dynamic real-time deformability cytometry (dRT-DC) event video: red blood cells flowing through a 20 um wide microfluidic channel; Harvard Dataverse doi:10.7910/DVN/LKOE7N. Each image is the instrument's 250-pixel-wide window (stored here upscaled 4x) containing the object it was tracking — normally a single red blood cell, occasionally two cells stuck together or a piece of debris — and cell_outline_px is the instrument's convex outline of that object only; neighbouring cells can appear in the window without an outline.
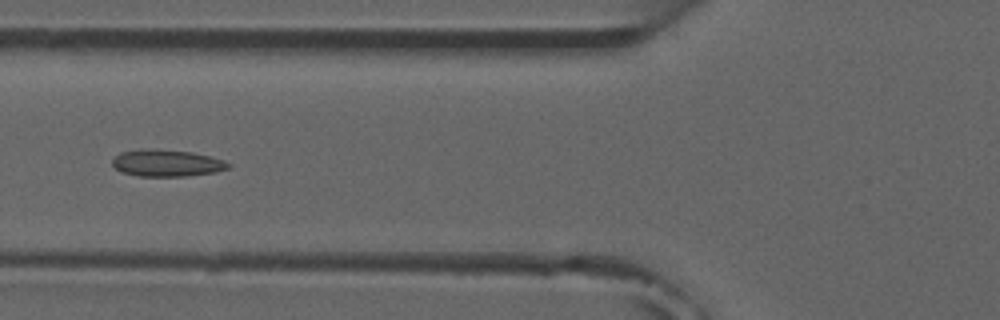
{"species": "common noctule bat (a hibernating species)", "species_latin": "Nyctalus noctula", "temperature_condition": "room temperature", "stored_images_in_passage": 6, "camera_frame_rate_fps": 3000, "um_per_image_px": 0.085, "animal": {"sex": "male", "forearm_length_mm": 52.5}, "frame": {"image": 1, "passage_image": 5, "time_ms": 5.667, "image_size_px": [1000, 320], "cell_outline_px": [[232, 164], [228, 168], [216, 172], [184, 176], [140, 176], [124, 172], [116, 168], [112, 164], [112, 160], [120, 152], [152, 148], [192, 152], [224, 160]], "centroid_in_image_um": [14.2, 13.85], "position_along_channel_um": 111.6, "area_um2": 17.98}}
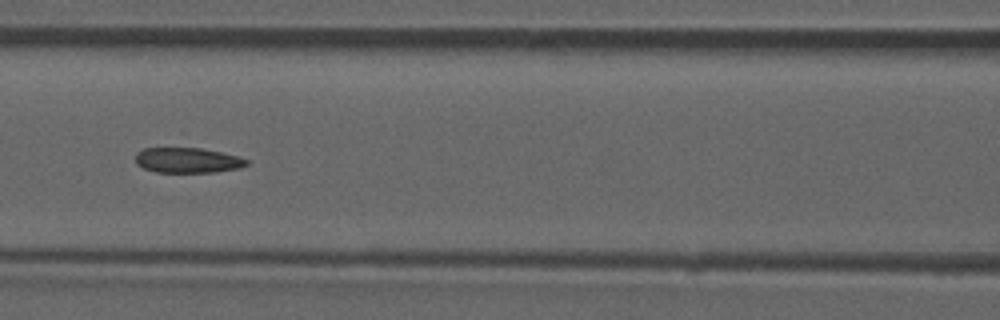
{"frame": {"image": 2, "passage_image": 6, "time_ms": 6.667, "image_size_px": [1000, 320], "cell_outline_px": [[248, 164], [240, 168], [216, 172], [156, 172], [144, 168], [136, 164], [136, 152], [144, 148], [200, 148], [220, 152], [236, 156], [248, 160]], "centroid_in_image_um": [15.92, 13.63], "position_along_channel_um": 150.7, "area_um2": 16.24}}